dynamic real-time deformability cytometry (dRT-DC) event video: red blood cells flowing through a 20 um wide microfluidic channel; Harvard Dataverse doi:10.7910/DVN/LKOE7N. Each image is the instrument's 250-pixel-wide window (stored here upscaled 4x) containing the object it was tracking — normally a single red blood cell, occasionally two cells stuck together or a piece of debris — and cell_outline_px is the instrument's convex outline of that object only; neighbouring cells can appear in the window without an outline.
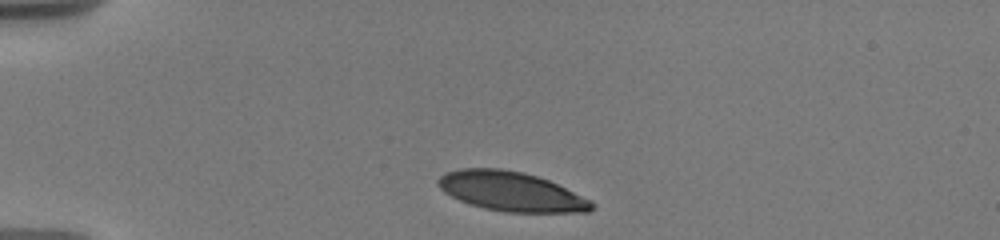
{"species": "human", "species_latin": "Homo sapiens", "temperature_condition": "warm", "stored_images_in_passage": 19, "camera_frame_rate_fps": 3000, "um_per_image_px": 0.085, "donor": {"sex": "male"}, "frame": {"image": 1, "passage_image": 1, "time_ms": 0.0, "image_size_px": [1000, 240], "cell_outline_px": [[596, 208], [588, 212], [504, 212], [484, 208], [460, 200], [444, 192], [436, 184], [436, 180], [440, 176], [448, 172], [460, 168], [500, 168], [520, 172], [536, 176], [548, 180], [592, 200], [596, 204]], "centroid_in_image_um": [43.47, 16.28], "position_along_channel_um": 41.5, "area_um2": 35.2}}
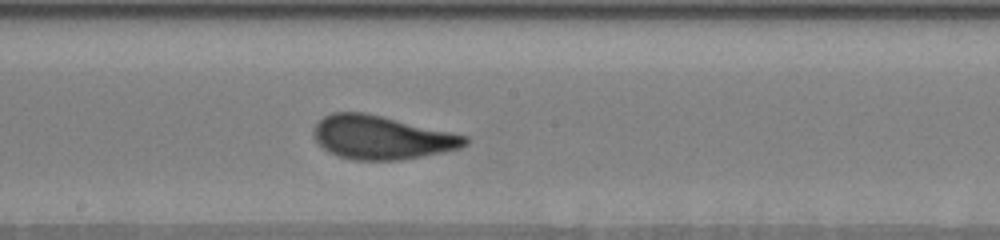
{"frame": {"image": 2, "passage_image": 14, "time_ms": 6.0, "image_size_px": [1000, 240], "cell_outline_px": [[468, 144], [460, 148], [444, 152], [400, 160], [352, 160], [336, 156], [328, 152], [312, 136], [312, 128], [324, 116], [332, 112], [364, 112], [452, 132], [468, 136]], "centroid_in_image_um": [32.41, 11.69], "position_along_channel_um": 215.8, "area_um2": 38.55}}
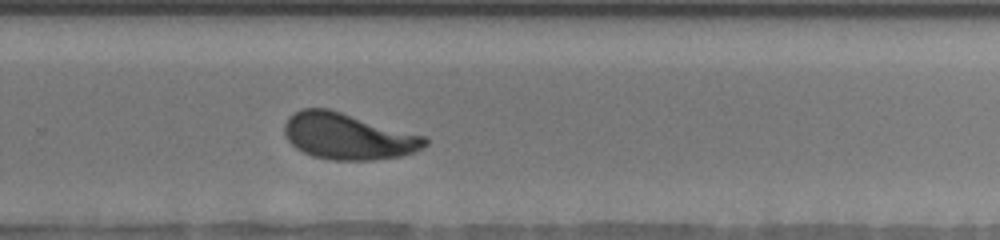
{"frame": {"image": 3, "passage_image": 19, "time_ms": 8.333, "image_size_px": [1000, 240], "cell_outline_px": [[428, 144], [416, 152], [400, 156], [372, 160], [332, 160], [312, 156], [296, 148], [288, 140], [284, 132], [284, 124], [288, 116], [300, 108], [328, 108], [424, 136], [428, 140]], "centroid_in_image_um": [29.55, 11.58], "position_along_channel_um": 300.2, "area_um2": 37.86}}